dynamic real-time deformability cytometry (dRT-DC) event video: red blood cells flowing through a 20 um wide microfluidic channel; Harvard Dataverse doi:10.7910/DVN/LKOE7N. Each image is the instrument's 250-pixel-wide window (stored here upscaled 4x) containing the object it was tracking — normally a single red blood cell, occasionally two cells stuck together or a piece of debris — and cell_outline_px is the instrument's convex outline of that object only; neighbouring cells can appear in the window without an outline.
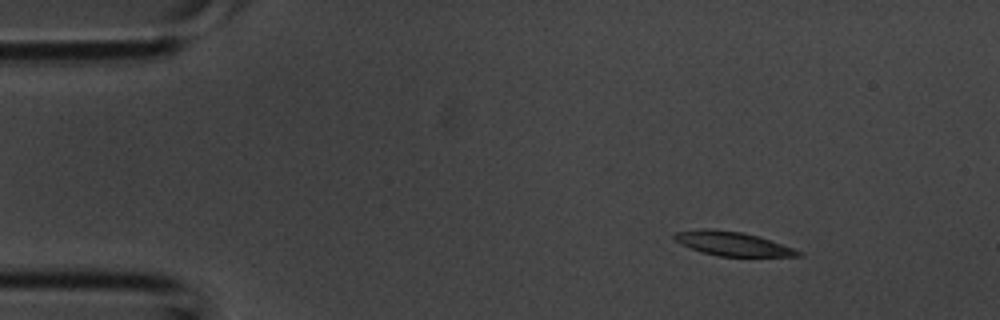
{"species": "common noctule bat (a hibernating species)", "species_latin": "Nyctalus noctula", "temperature_condition": "room temperature", "stored_images_in_passage": 4, "camera_frame_rate_fps": 3000, "um_per_image_px": 0.085, "animal": {"sex": "male", "body_mass_g": 20.1, "forearm_length_mm": 53.5}, "frame": {"image": 1, "passage_image": 1, "time_ms": 0.0, "image_size_px": [1000, 320], "cell_outline_px": [[804, 256], [720, 256], [700, 252], [680, 244], [672, 236], [672, 232], [700, 228], [708, 228], [740, 232], [756, 236], [792, 248], [800, 252]], "centroid_in_image_um": [62.14, 20.7], "position_along_channel_um": 22.9, "area_um2": 17.11}}
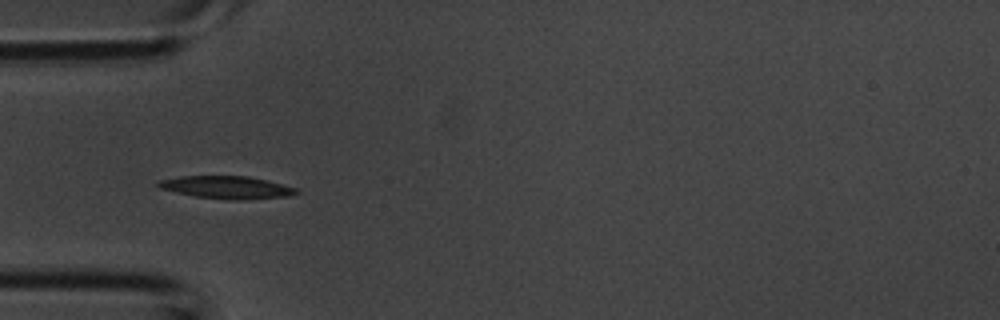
{"frame": {"image": 2, "passage_image": 3, "time_ms": 0.667, "image_size_px": [1000, 320], "cell_outline_px": [[300, 192], [288, 196], [240, 200], [228, 200], [196, 196], [176, 192], [160, 188], [156, 184], [156, 180], [180, 176], [248, 176], [296, 188]], "centroid_in_image_um": [19.22, 15.92], "position_along_channel_um": 65.8, "area_um2": 18.03}}
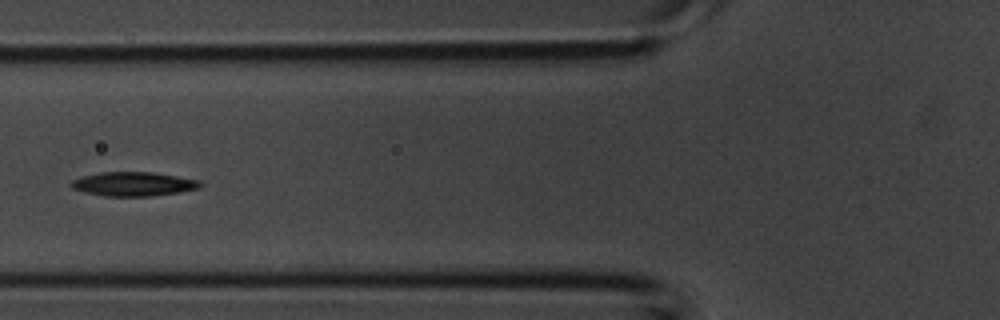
{"frame": {"image": 3, "passage_image": 4, "time_ms": 1.0, "image_size_px": [1000, 320], "cell_outline_px": [[204, 184], [200, 188], [180, 192], [148, 196], [104, 196], [84, 192], [72, 188], [68, 184], [72, 180], [84, 176], [100, 172], [152, 172], [200, 180]], "centroid_in_image_um": [11.35, 15.64], "position_along_channel_um": 114.5, "area_um2": 18.15}}